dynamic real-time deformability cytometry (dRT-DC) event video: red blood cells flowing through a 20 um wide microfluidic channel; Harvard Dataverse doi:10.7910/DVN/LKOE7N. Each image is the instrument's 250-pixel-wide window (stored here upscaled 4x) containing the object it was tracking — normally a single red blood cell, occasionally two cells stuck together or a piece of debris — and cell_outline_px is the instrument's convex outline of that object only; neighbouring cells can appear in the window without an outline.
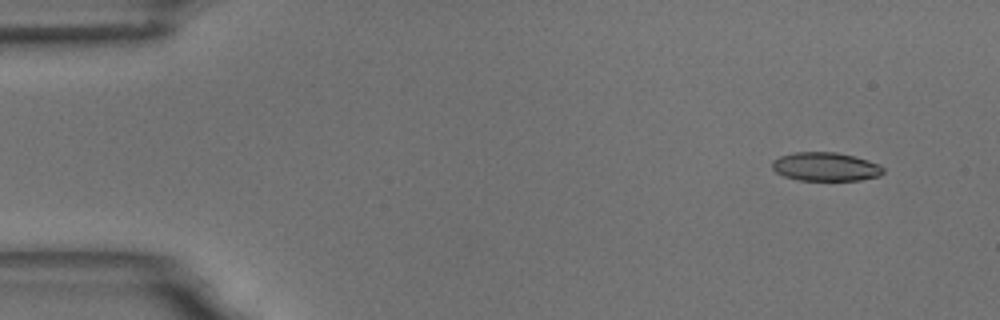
{"species": "common noctule bat (a hibernating species)", "species_latin": "Nyctalus noctula", "temperature_condition": "room temperature", "stored_images_in_passage": 9, "camera_frame_rate_fps": 3000, "um_per_image_px": 0.085, "animal": {"sex": "male", "body_mass_g": 18.8}, "frame": {"image": 1, "passage_image": 1, "time_ms": 0.0, "image_size_px": [1000, 320], "cell_outline_px": [[884, 172], [880, 176], [860, 180], [800, 180], [784, 176], [776, 172], [772, 168], [772, 160], [780, 156], [796, 152], [836, 152], [868, 160], [884, 168]], "centroid_in_image_um": [70.16, 14.17], "position_along_channel_um": 14.8, "area_um2": 18.44}}
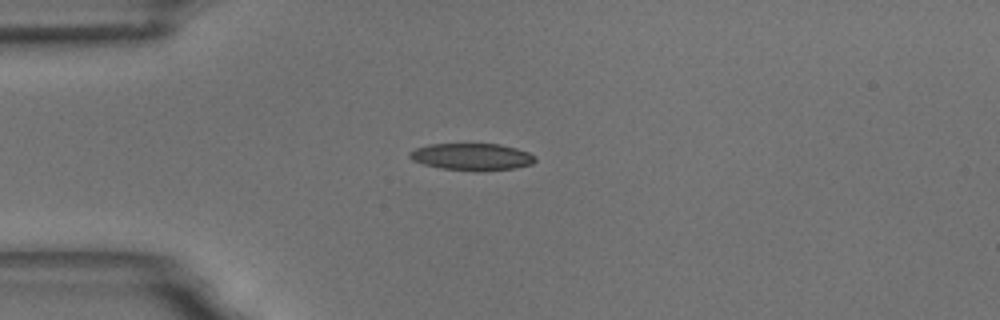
{"frame": {"image": 2, "passage_image": 4, "time_ms": 3.333, "image_size_px": [1000, 320], "cell_outline_px": [[536, 160], [532, 164], [516, 168], [480, 172], [440, 168], [424, 164], [412, 160], [408, 156], [408, 152], [416, 148], [428, 144], [500, 144], [516, 148], [528, 152], [536, 156]], "centroid_in_image_um": [40.12, 13.33], "position_along_channel_um": 44.9, "area_um2": 20.0}}
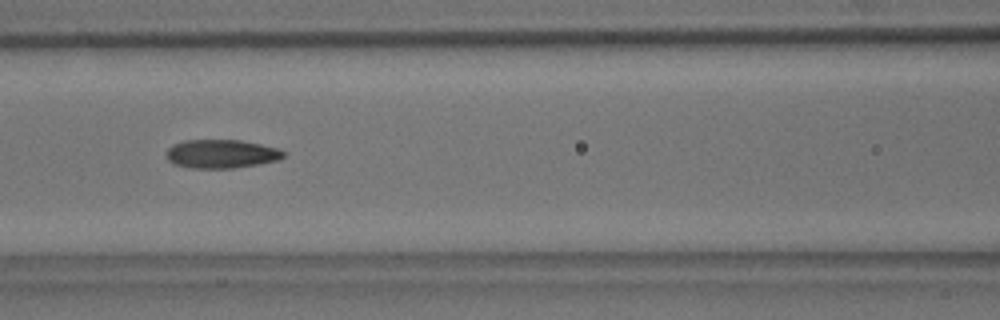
{"frame": {"image": 3, "passage_image": 7, "time_ms": 6.667, "image_size_px": [1000, 320], "cell_outline_px": [[284, 156], [280, 160], [232, 168], [192, 168], [176, 164], [168, 160], [168, 148], [172, 144], [184, 140], [240, 140], [260, 144], [276, 148], [284, 152]], "centroid_in_image_um": [18.81, 13.07], "position_along_channel_um": 147.8, "area_um2": 19.31}}